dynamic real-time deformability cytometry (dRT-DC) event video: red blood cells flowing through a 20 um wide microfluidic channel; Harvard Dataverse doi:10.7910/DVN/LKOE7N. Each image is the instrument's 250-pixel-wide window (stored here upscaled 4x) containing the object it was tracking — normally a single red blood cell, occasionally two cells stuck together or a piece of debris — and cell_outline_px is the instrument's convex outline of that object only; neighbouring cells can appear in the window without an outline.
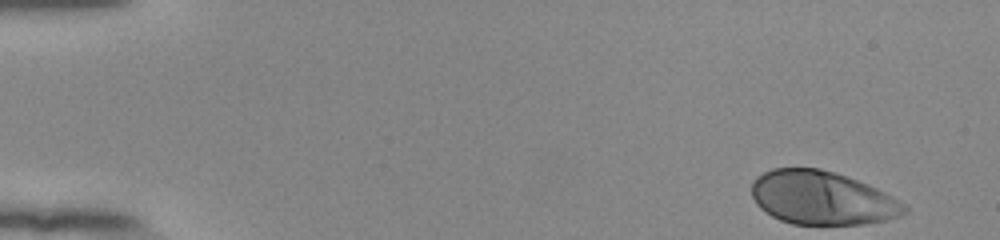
{"species": "human", "species_latin": "Homo sapiens", "temperature_condition": "room temperature", "stored_images_in_passage": 51, "camera_frame_rate_fps": 3000, "um_per_image_px": 0.085, "donor": {"sex": "female"}, "frame": {"image": 1, "passage_image": 1, "time_ms": 0.0, "image_size_px": [1000, 240], "cell_outline_px": [[908, 212], [900, 216], [884, 220], [864, 224], [792, 224], [780, 220], [772, 216], [760, 208], [756, 204], [752, 196], [752, 180], [756, 176], [772, 168], [820, 168], [868, 184], [892, 196], [904, 204], [908, 208]], "centroid_in_image_um": [69.85, 16.83], "position_along_channel_um": 15.1, "area_um2": 47.57}}
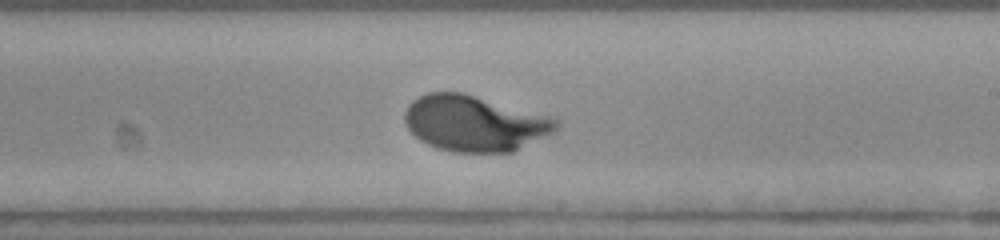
{"frame": {"image": 2, "passage_image": 30, "time_ms": 9.667, "image_size_px": [1000, 240], "cell_outline_px": [[560, 124], [556, 132], [512, 152], [452, 152], [436, 148], [420, 140], [408, 128], [404, 120], [404, 112], [408, 104], [412, 100], [428, 92], [464, 92], [552, 116], [560, 120]], "centroid_in_image_um": [40.38, 10.47], "position_along_channel_um": 248.6, "area_um2": 49.88}}
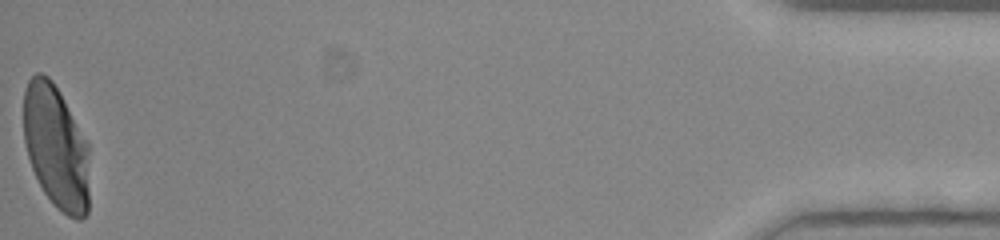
{"frame": {"image": 3, "passage_image": 51, "time_ms": 16.667, "image_size_px": [1000, 240], "cell_outline_px": [[88, 212], [80, 220], [76, 220], [68, 216], [44, 192], [32, 168], [24, 144], [24, 88], [28, 80], [36, 72], [40, 72], [48, 76], [52, 80], [60, 92], [88, 140]], "centroid_in_image_um": [4.77, 12.44], "position_along_channel_um": 430.4, "area_um2": 47.57}, "authors_computed_cell_mechanics": {"area_um2": 47.6272, "velocity_mm_per_s": 3.8594, "shape_relaxation_time_tau1_ms": 2.9363, "shape_relaxation_time_tau2_ms": null, "deformation_change_tau1": 0.2033, "deformation_change_tau2": null}}